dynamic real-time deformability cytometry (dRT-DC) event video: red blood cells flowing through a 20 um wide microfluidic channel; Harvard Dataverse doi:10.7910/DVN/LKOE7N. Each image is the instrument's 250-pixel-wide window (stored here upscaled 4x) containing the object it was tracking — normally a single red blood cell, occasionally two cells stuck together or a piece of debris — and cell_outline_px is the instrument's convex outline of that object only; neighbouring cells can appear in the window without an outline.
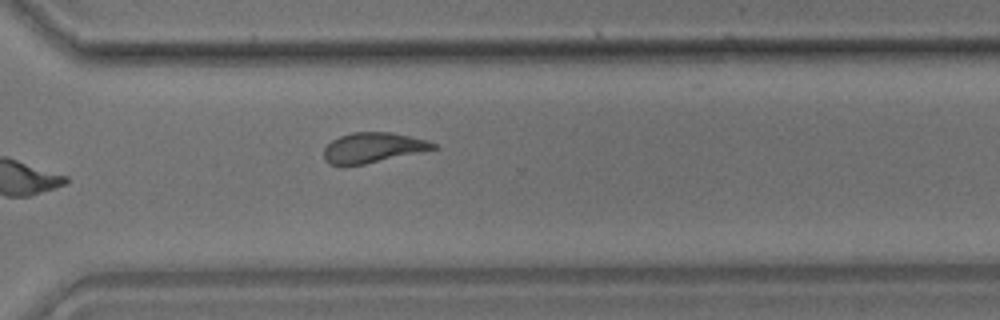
{"species": "common noctule bat (a hibernating species)", "species_latin": "Nyctalus noctula", "temperature_condition": "room temperature", "stored_images_in_passage": 11, "camera_frame_rate_fps": 3000, "um_per_image_px": 0.085, "animal": {"sex": "male", "body_mass_g": 17.9}, "frame": {"image": 1, "passage_image": 11, "time_ms": 12.667, "image_size_px": [1000, 320], "cell_outline_px": [[440, 148], [364, 164], [344, 168], [328, 164], [324, 160], [324, 148], [332, 140], [340, 136], [352, 132], [388, 132], [428, 140], [436, 144]], "centroid_in_image_um": [31.65, 12.58], "position_along_channel_um": 338.9, "area_um2": 19.54}}